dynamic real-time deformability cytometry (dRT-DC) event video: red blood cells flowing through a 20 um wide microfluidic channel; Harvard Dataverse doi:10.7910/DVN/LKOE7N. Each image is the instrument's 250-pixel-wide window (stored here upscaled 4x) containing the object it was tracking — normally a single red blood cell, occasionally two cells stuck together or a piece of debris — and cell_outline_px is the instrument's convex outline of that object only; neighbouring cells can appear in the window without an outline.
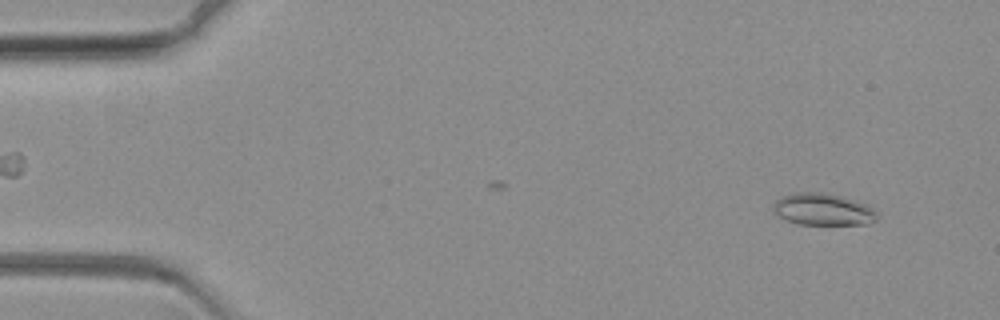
{"species": "common noctule bat (a hibernating species)", "species_latin": "Nyctalus noctula", "temperature_condition": "warm", "stored_images_in_passage": 65, "camera_frame_rate_fps": 3000, "um_per_image_px": 0.085, "animal": {"sex": "female", "body_mass_g": 19.3, "forearm_length_mm": 54.1}, "frame": {"image": 1, "passage_image": 5, "time_ms": 1.333, "image_size_px": [1000, 320], "cell_outline_px": [[876, 220], [868, 224], [796, 224], [776, 216], [772, 212], [772, 208], [776, 200], [780, 196], [796, 192], [820, 192], [840, 196], [868, 204], [876, 212]], "centroid_in_image_um": [69.9, 17.8], "position_along_channel_um": 15.1, "area_um2": 19.48}}
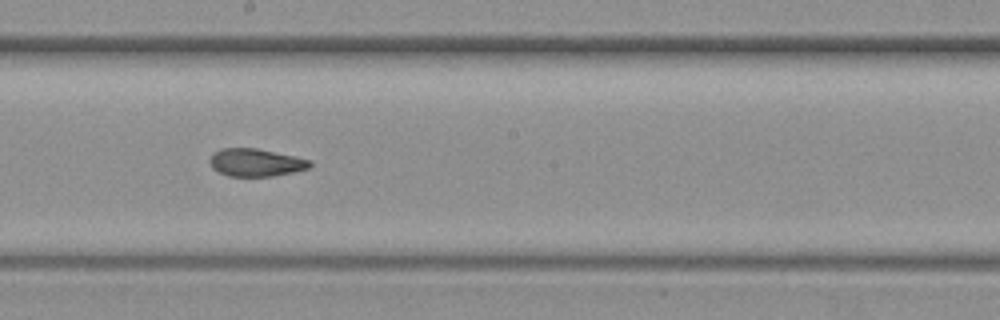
{"frame": {"image": 2, "passage_image": 38, "time_ms": 12.333, "image_size_px": [1000, 320], "cell_outline_px": [[312, 164], [308, 168], [292, 172], [272, 176], [228, 176], [212, 168], [208, 160], [212, 152], [220, 148], [256, 148], [296, 156], [312, 160]], "centroid_in_image_um": [21.71, 13.8], "position_along_channel_um": 226.5, "area_um2": 16.3}}
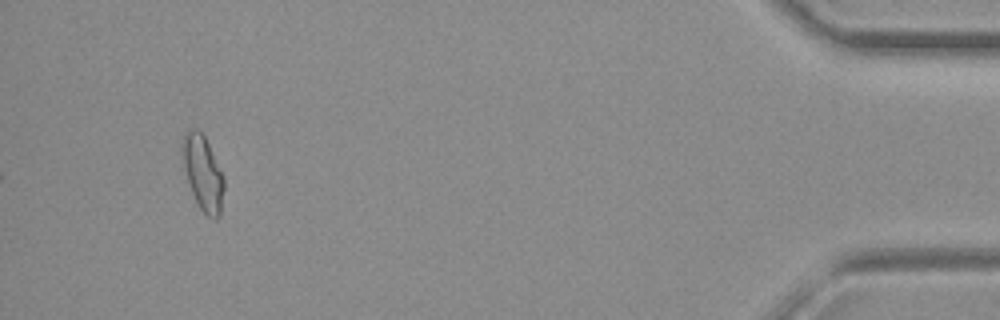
{"frame": {"image": 3, "passage_image": 65, "time_ms": 21.333, "image_size_px": [1000, 320], "cell_outline_px": [[224, 188], [220, 216], [216, 220], [212, 220], [196, 204], [184, 168], [180, 152], [180, 144], [184, 132], [188, 128], [196, 128], [204, 136], [224, 176]], "centroid_in_image_um": [17.22, 14.69], "position_along_channel_um": 418.0, "area_um2": 18.44}}